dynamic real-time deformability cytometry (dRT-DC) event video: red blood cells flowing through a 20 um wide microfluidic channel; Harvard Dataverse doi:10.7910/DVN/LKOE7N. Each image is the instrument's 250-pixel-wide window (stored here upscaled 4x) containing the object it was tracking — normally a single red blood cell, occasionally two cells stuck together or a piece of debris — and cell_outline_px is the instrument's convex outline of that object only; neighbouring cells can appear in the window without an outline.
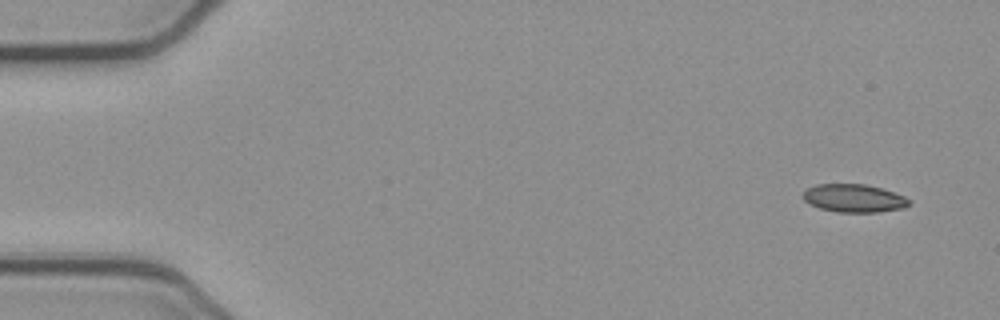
{"species": "common noctule bat (a hibernating species)", "species_latin": "Nyctalus noctula", "temperature_condition": "cold", "stored_images_in_passage": 50, "camera_frame_rate_fps": 3000, "um_per_image_px": 0.085, "animal": {"sex": "female", "body_mass_g": 21.9}, "frame": {"image": 1, "passage_image": 1, "time_ms": 0.0, "image_size_px": [1000, 320], "cell_outline_px": [[912, 204], [904, 208], [880, 212], [836, 212], [820, 208], [804, 200], [800, 196], [804, 188], [816, 184], [864, 184], [880, 188], [904, 196]], "centroid_in_image_um": [72.54, 16.85], "position_along_channel_um": 12.5, "area_um2": 17.46}}
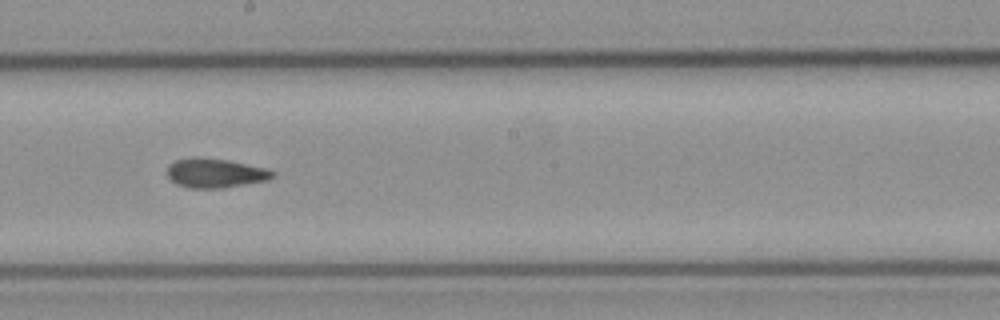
{"frame": {"image": 2, "passage_image": 27, "time_ms": 8.667, "image_size_px": [1000, 320], "cell_outline_px": [[276, 172], [268, 180], [224, 188], [188, 188], [176, 184], [164, 172], [168, 164], [176, 160], [192, 156], [200, 156], [228, 160], [268, 168]], "centroid_in_image_um": [18.25, 14.69], "position_along_channel_um": 229.9, "area_um2": 18.44}}
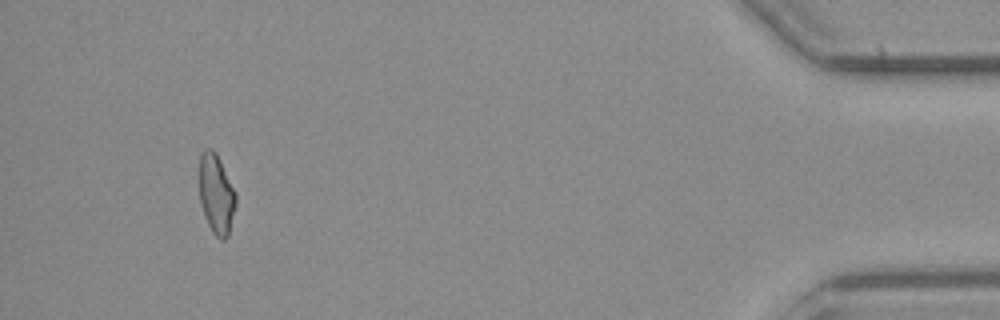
{"frame": {"image": 3, "passage_image": 47, "time_ms": 15.333, "image_size_px": [1000, 320], "cell_outline_px": [[236, 204], [228, 236], [224, 240], [220, 240], [212, 232], [204, 216], [200, 204], [200, 152], [208, 148], [212, 148], [216, 152], [236, 192]], "centroid_in_image_um": [18.39, 16.51], "position_along_channel_um": 416.8, "area_um2": 17.05}, "authors_computed_cell_mechanics": {"area_um2": 17.7446, "velocity_mm_per_s": 3.9095, "shape_relaxation_time_tau1_ms": null, "shape_relaxation_time_tau2_ms": 3.5923, "deformation_change_tau1": null, "deformation_change_tau2": 0.1053}}